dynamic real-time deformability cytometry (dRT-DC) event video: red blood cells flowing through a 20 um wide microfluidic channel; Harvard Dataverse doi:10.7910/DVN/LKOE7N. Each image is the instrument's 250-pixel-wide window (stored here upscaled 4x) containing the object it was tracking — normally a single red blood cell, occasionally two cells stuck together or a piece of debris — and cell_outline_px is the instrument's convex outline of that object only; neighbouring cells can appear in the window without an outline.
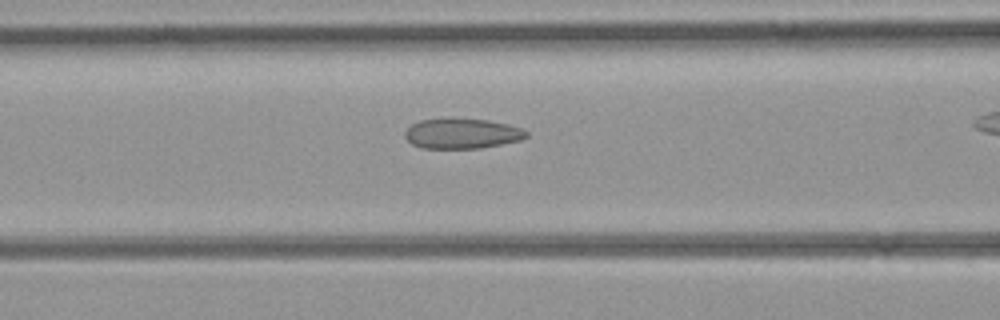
{"species": "common noctule bat (a hibernating species)", "species_latin": "Nyctalus noctula", "temperature_condition": "room temperature", "stored_images_in_passage": 23, "camera_frame_rate_fps": 3000, "um_per_image_px": 0.085, "animal": {"sex": "female", "body_mass_g": 21.9}, "frame": {"image": 1, "passage_image": 7, "time_ms": 2.0, "image_size_px": [1000, 320], "cell_outline_px": [[528, 136], [520, 140], [480, 148], [420, 148], [412, 144], [404, 136], [404, 132], [412, 124], [420, 120], [488, 120], [508, 124], [520, 128], [528, 132]], "centroid_in_image_um": [39.27, 11.37], "position_along_channel_um": 127.3, "area_um2": 20.81}}
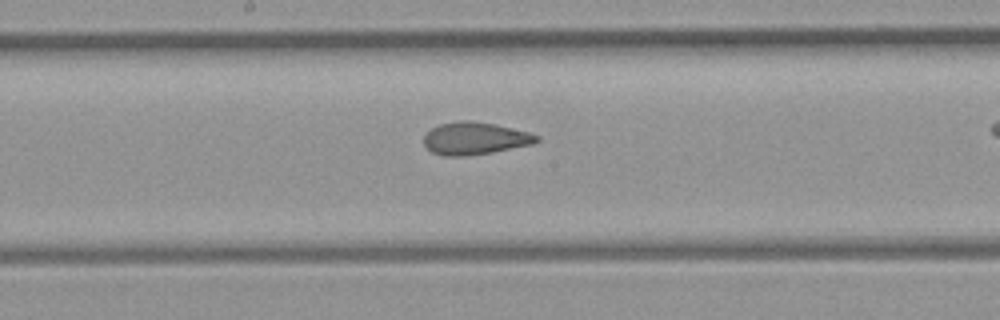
{"frame": {"image": 2, "passage_image": 12, "time_ms": 3.667, "image_size_px": [1000, 320], "cell_outline_px": [[540, 140], [532, 144], [492, 152], [464, 156], [444, 156], [432, 152], [424, 144], [424, 136], [432, 128], [440, 124], [460, 120], [468, 120], [492, 124], [528, 132], [540, 136]], "centroid_in_image_um": [40.35, 11.77], "position_along_channel_um": 207.8, "area_um2": 21.04}}
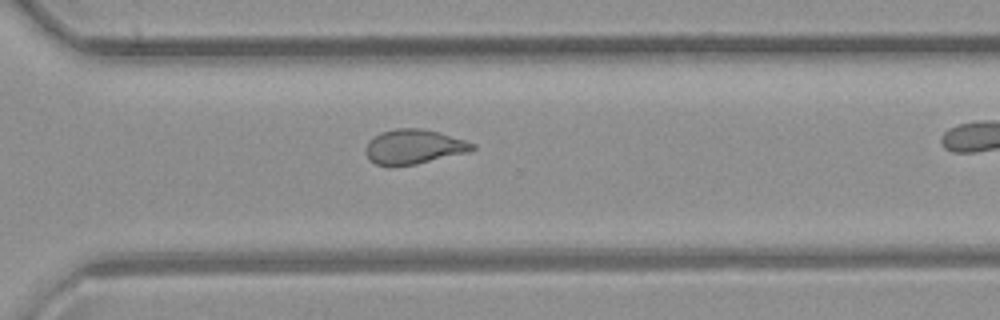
{"frame": {"image": 3, "passage_image": 20, "time_ms": 6.333, "image_size_px": [1000, 320], "cell_outline_px": [[476, 148], [468, 152], [416, 164], [392, 168], [388, 168], [376, 164], [368, 160], [368, 144], [380, 132], [396, 128], [420, 128], [440, 132], [476, 144]], "centroid_in_image_um": [35.19, 12.5], "position_along_channel_um": 335.4, "area_um2": 21.56}}